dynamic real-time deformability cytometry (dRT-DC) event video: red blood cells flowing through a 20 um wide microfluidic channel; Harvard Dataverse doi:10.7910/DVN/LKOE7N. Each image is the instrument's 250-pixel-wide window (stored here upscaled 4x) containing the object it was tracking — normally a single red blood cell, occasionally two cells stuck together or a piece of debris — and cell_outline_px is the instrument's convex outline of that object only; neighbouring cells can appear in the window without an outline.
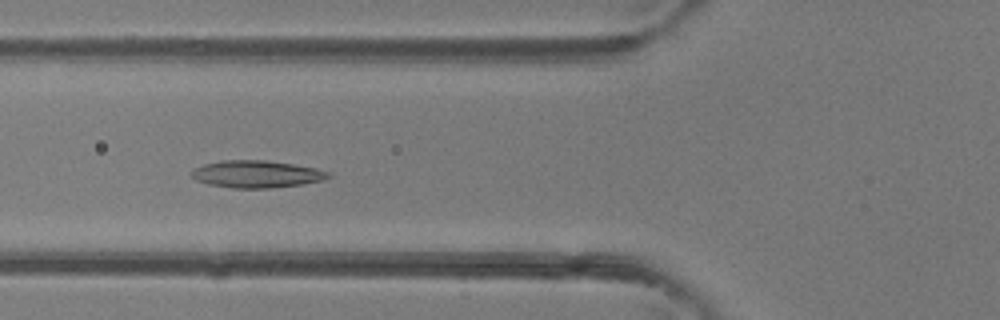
{"species": "common noctule bat (a hibernating species)", "species_latin": "Nyctalus noctula", "temperature_condition": "room temperature", "stored_images_in_passage": 27, "camera_frame_rate_fps": 3000, "um_per_image_px": 0.085, "animal": {"sex": "female"}, "frame": {"image": 1, "passage_image": 5, "time_ms": 1.333, "image_size_px": [1000, 320], "cell_outline_px": [[332, 176], [324, 180], [304, 184], [268, 188], [232, 188], [208, 184], [196, 180], [192, 176], [192, 168], [204, 164], [220, 160], [268, 160], [316, 168], [328, 172]], "centroid_in_image_um": [21.8, 14.79], "position_along_channel_um": 104.0, "area_um2": 21.79}}
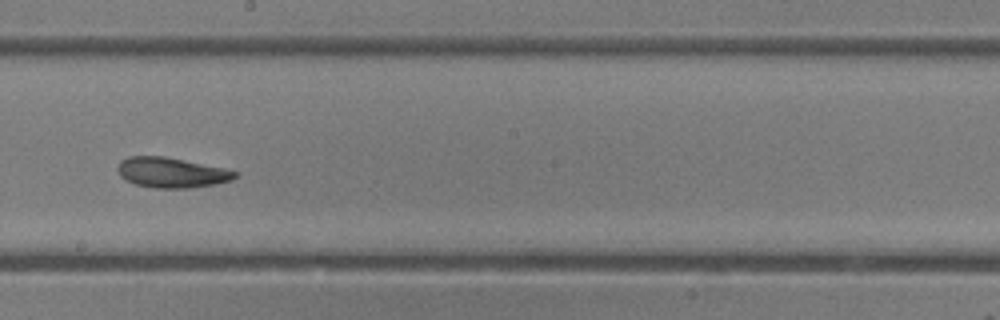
{"frame": {"image": 2, "passage_image": 14, "time_ms": 4.333, "image_size_px": [1000, 320], "cell_outline_px": [[240, 172], [232, 180], [216, 184], [188, 188], [152, 188], [136, 184], [120, 176], [116, 168], [120, 160], [128, 156], [164, 156], [224, 168]], "centroid_in_image_um": [14.57, 14.66], "position_along_channel_um": 233.6, "area_um2": 20.69}}
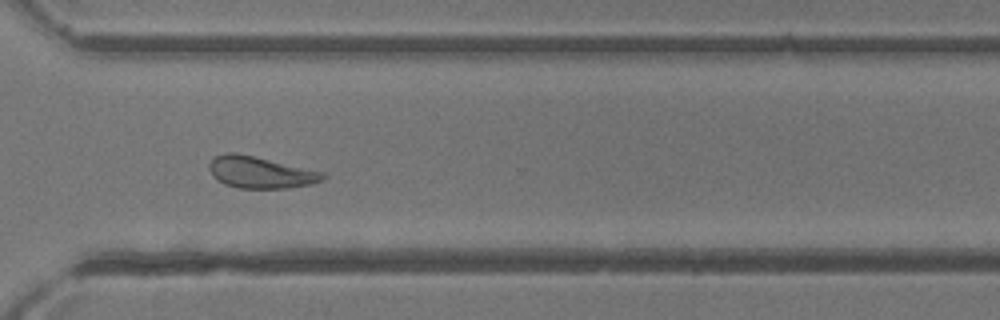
{"frame": {"image": 3, "passage_image": 22, "time_ms": 7.0, "image_size_px": [1000, 320], "cell_outline_px": [[328, 176], [324, 180], [312, 184], [288, 188], [240, 188], [224, 184], [212, 176], [208, 168], [208, 164], [216, 156], [228, 152], [236, 152], [324, 172]], "centroid_in_image_um": [22.15, 14.65], "position_along_channel_um": 348.5, "area_um2": 21.04}, "authors_computed_cell_mechanics": {"area_um2": 20.6924, "velocity_mm_per_s": 4.3229, "shape_relaxation_time_tau1_ms": 5.6717, "shape_relaxation_time_tau2_ms": 5.7591, "deformation_change_tau1": 0.1609, "deformation_change_tau2": 0.1459}}